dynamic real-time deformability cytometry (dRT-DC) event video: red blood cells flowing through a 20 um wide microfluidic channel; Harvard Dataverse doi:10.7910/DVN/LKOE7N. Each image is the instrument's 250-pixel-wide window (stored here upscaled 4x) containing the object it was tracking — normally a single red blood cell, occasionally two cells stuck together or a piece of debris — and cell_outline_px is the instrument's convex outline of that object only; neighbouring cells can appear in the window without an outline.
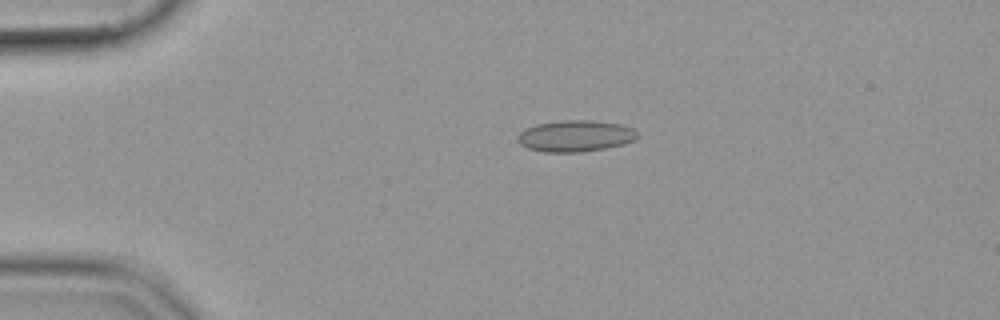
{"species": "common noctule bat (a hibernating species)", "species_latin": "Nyctalus noctula", "temperature_condition": "cold", "stored_images_in_passage": 43, "camera_frame_rate_fps": 3000, "um_per_image_px": 0.085, "animal": {"sex": "female", "body_mass_g": 19.9}, "frame": {"image": 1, "passage_image": 1, "time_ms": 0.0, "image_size_px": [1000, 320], "cell_outline_px": [[636, 136], [632, 140], [624, 144], [604, 148], [580, 152], [544, 152], [528, 148], [520, 144], [516, 140], [516, 136], [520, 132], [536, 124], [564, 120], [588, 120], [624, 124], [632, 128], [636, 132]], "centroid_in_image_um": [48.87, 11.55], "position_along_channel_um": 36.1, "area_um2": 21.79}}
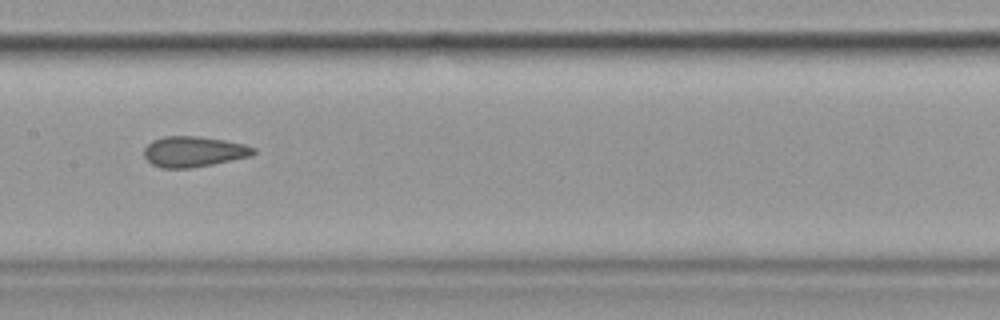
{"frame": {"image": 2, "passage_image": 17, "time_ms": 5.333, "image_size_px": [1000, 320], "cell_outline_px": [[256, 152], [252, 156], [212, 164], [188, 168], [160, 168], [152, 164], [144, 156], [144, 148], [152, 140], [164, 136], [196, 136], [224, 140], [244, 144], [256, 148]], "centroid_in_image_um": [16.46, 12.88], "position_along_channel_um": 190.9, "area_um2": 19.48}}
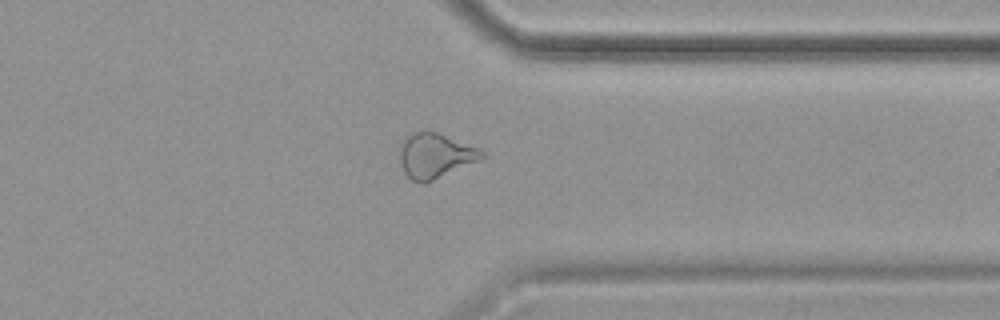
{"frame": {"image": 3, "passage_image": 32, "time_ms": 10.333, "image_size_px": [1000, 320], "cell_outline_px": [[488, 156], [480, 160], [424, 184], [420, 184], [412, 180], [404, 172], [400, 164], [400, 148], [404, 140], [412, 132], [428, 128], [480, 148]], "centroid_in_image_um": [37.01, 13.2], "position_along_channel_um": 374.4, "area_um2": 21.91}}